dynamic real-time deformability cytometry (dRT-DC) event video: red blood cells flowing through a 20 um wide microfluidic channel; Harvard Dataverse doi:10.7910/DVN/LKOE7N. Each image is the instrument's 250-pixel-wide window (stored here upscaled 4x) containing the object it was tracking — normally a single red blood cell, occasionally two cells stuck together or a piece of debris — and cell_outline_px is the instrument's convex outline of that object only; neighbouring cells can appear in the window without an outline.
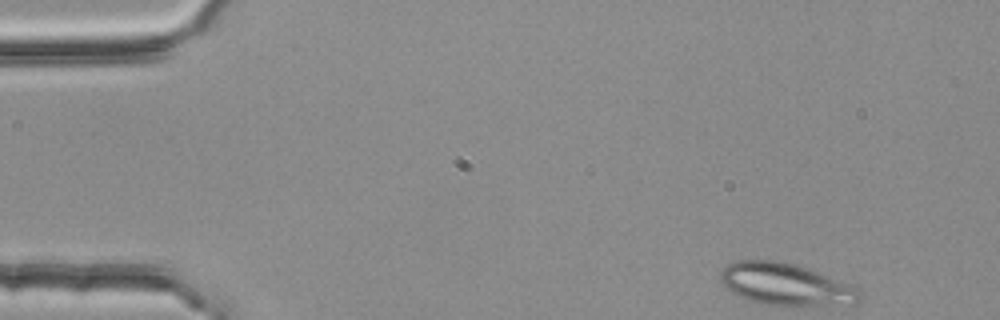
{"species": "common noctule bat (a hibernating species)", "species_latin": "Nyctalus noctula", "temperature_condition": "room temperature", "stored_images_in_passage": 46, "segment_of_instrument_passage": [1, 2], "camera_frame_rate_fps": 3000, "um_per_image_px": 0.085, "animal": {"sex": "female", "body_mass_g": 25.1}, "frame": {"image": 1, "passage_image": 1, "time_ms": 0.0, "image_size_px": [1000, 320], "cell_outline_px": [[860, 300], [856, 304], [768, 304], [748, 300], [724, 288], [720, 280], [720, 272], [728, 264], [736, 260], [776, 260], [796, 264], [808, 268], [860, 288]], "centroid_in_image_um": [66.76, 24.14], "position_along_channel_um": 18.2, "area_um2": 33.7}}